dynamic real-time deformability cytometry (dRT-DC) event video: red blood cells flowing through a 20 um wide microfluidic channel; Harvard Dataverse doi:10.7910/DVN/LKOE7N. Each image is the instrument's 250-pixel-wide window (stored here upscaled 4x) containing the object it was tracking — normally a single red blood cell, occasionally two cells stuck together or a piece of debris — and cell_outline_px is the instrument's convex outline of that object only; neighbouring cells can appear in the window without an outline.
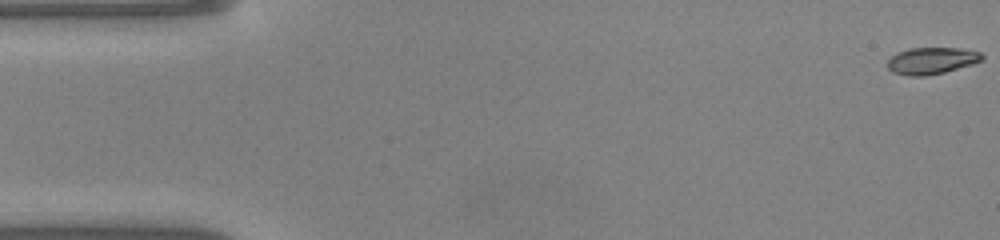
{"species": "common noctule bat (a hibernating species)", "species_latin": "Nyctalus noctula", "temperature_condition": "warm", "stored_images_in_passage": 9, "camera_frame_rate_fps": 3000, "um_per_image_px": 0.085, "animal": {"sex": "male", "body_mass_g": 20.0, "forearm_length_mm": 53.3}, "frame": {"image": 1, "passage_image": 1, "time_ms": 0.0, "image_size_px": [1000, 240], "cell_outline_px": [[984, 60], [972, 64], [944, 72], [924, 76], [908, 76], [892, 72], [888, 68], [888, 60], [896, 52], [908, 48], [956, 48], [980, 52], [984, 56]], "centroid_in_image_um": [79.17, 5.16], "position_along_channel_um": 5.8, "area_um2": 14.74}}